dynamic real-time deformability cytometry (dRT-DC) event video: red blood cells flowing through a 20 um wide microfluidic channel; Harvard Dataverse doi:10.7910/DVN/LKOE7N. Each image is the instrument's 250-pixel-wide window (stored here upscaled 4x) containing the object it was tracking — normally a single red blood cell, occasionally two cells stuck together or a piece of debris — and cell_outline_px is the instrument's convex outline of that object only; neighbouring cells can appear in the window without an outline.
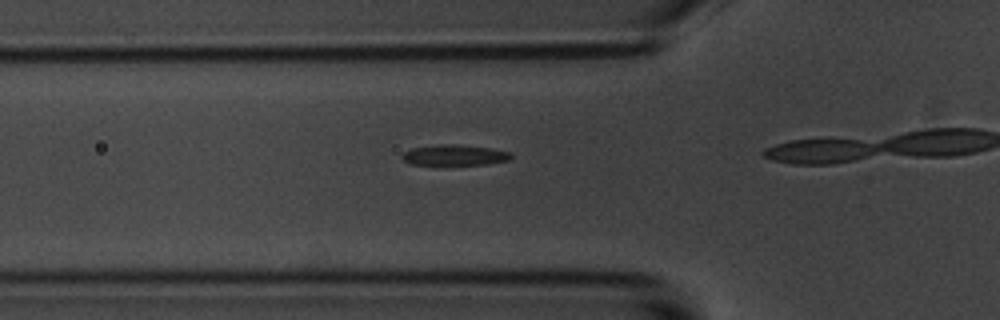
{"species": "common noctule bat (a hibernating species)", "species_latin": "Nyctalus noctula", "temperature_condition": "room temperature", "stored_images_in_passage": 30, "camera_frame_rate_fps": 3000, "um_per_image_px": 0.085, "animal": {"sex": "male", "body_mass_g": 20.1, "forearm_length_mm": 53.5}, "frame": {"image": 1, "passage_image": 13, "time_ms": 4.0, "image_size_px": [1000, 320], "cell_outline_px": [[512, 156], [508, 160], [488, 164], [444, 168], [408, 164], [400, 156], [404, 152], [412, 148], [436, 144], [456, 144], [492, 148], [512, 152]], "centroid_in_image_um": [38.59, 13.24], "position_along_channel_um": 87.2, "area_um2": 14.28}}
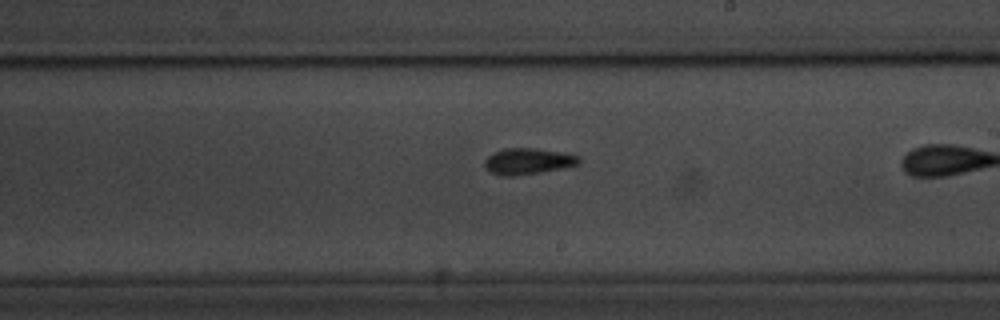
{"frame": {"image": 2, "passage_image": 26, "time_ms": 8.333, "image_size_px": [1000, 320], "cell_outline_px": [[580, 164], [540, 172], [512, 176], [500, 176], [488, 172], [484, 168], [484, 160], [488, 156], [504, 148], [532, 148], [560, 152], [580, 156]], "centroid_in_image_um": [44.82, 13.72], "position_along_channel_um": 244.2, "area_um2": 14.33}}